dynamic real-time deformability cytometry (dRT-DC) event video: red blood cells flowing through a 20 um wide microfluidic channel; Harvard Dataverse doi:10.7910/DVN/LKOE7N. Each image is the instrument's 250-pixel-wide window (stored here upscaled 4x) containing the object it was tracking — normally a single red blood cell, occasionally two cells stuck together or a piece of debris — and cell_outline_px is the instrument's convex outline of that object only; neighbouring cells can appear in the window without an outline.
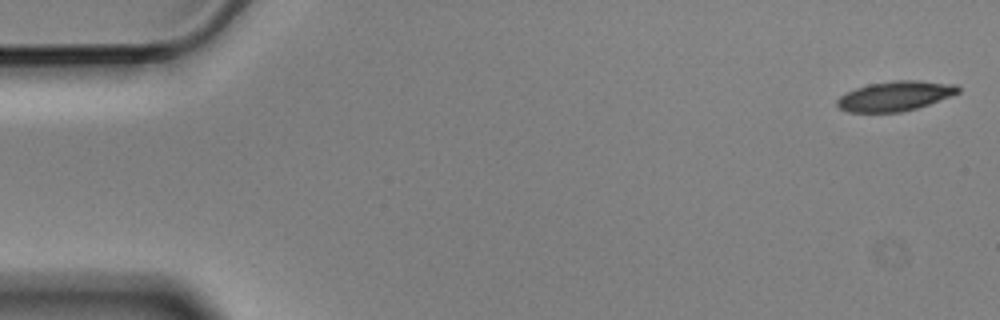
{"species": "Egyptian fruit bat (a non-hibernating species)", "species_latin": "Rousettus aegyptiacus", "temperature_condition": "cold", "stored_images_in_passage": 6, "camera_frame_rate_fps": 3000, "um_per_image_px": 0.085, "animal": {"sex": "male"}, "frame": {"image": 1, "passage_image": 1, "time_ms": 0.0, "image_size_px": [1000, 320], "cell_outline_px": [[960, 92], [928, 104], [916, 108], [900, 112], [848, 112], [840, 108], [836, 104], [836, 100], [840, 96], [856, 88], [868, 84], [896, 80], [920, 80], [956, 84], [960, 88]], "centroid_in_image_um": [76.08, 8.15], "position_along_channel_um": 8.9, "area_um2": 20.87}}